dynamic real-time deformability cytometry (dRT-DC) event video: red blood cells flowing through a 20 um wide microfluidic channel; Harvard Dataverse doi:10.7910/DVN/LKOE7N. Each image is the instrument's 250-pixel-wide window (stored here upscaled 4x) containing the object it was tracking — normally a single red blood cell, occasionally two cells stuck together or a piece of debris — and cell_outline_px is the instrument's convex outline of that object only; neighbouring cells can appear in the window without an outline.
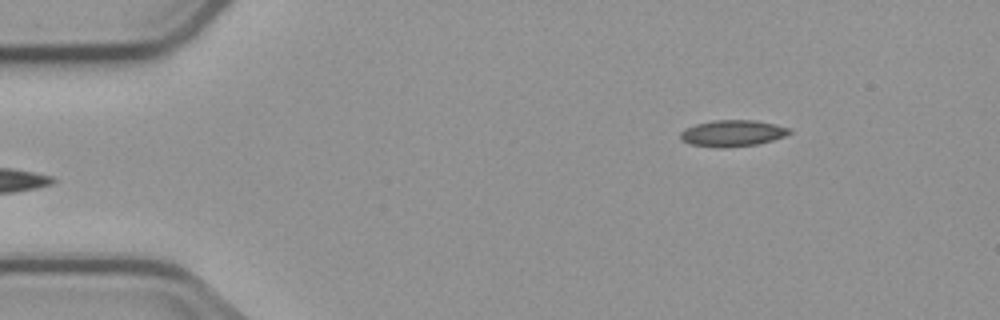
{"species": "common noctule bat (a hibernating species)", "species_latin": "Nyctalus noctula", "temperature_condition": "cold", "stored_images_in_passage": 5, "camera_frame_rate_fps": 3000, "um_per_image_px": 0.085, "animal": {"sex": "male", "body_mass_g": 23.1, "forearm_length_mm": 52.7}, "frame": {"image": 1, "passage_image": 5, "time_ms": 4.667, "image_size_px": [1000, 320], "cell_outline_px": [[792, 132], [784, 136], [772, 140], [756, 144], [720, 148], [692, 144], [680, 140], [680, 132], [684, 128], [696, 124], [716, 120], [756, 120], [776, 124], [792, 128]], "centroid_in_image_um": [62.27, 11.31], "position_along_channel_um": 22.7, "area_um2": 16.76}}